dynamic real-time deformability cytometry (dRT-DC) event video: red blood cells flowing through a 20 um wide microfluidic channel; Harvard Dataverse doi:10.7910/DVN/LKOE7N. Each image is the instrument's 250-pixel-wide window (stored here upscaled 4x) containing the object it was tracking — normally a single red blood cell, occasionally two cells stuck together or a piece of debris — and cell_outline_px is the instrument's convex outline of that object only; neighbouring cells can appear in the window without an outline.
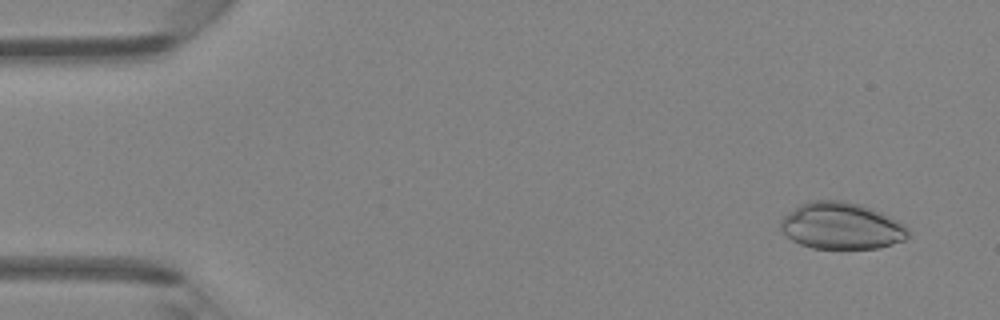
{"species": "Egyptian fruit bat (a non-hibernating species)", "species_latin": "Rousettus aegyptiacus", "temperature_condition": "room temperature", "stored_images_in_passage": 47, "camera_frame_rate_fps": 3000, "um_per_image_px": 0.085, "animal": {"sex": "female"}, "frame": {"image": 1, "passage_image": 3, "time_ms": 0.667, "image_size_px": [1000, 320], "cell_outline_px": [[908, 236], [904, 240], [880, 248], [812, 248], [800, 244], [792, 240], [780, 228], [780, 220], [788, 212], [800, 204], [816, 200], [844, 200], [860, 204], [872, 208], [904, 224], [908, 228]], "centroid_in_image_um": [71.51, 19.19], "position_along_channel_um": 13.5, "area_um2": 34.62}}
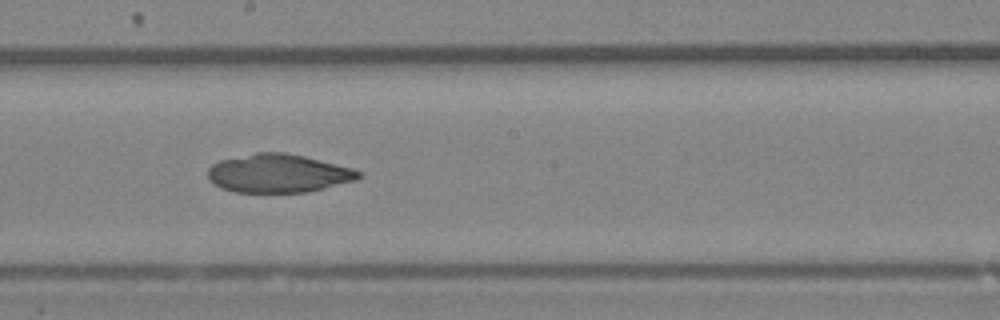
{"frame": {"image": 2, "passage_image": 26, "time_ms": 8.333, "image_size_px": [1000, 320], "cell_outline_px": [[364, 172], [356, 180], [308, 192], [232, 192], [220, 188], [212, 184], [208, 180], [208, 168], [212, 164], [220, 160], [256, 152], [284, 152], [304, 156], [352, 168]], "centroid_in_image_um": [23.62, 14.74], "position_along_channel_um": 224.6, "area_um2": 33.93}}
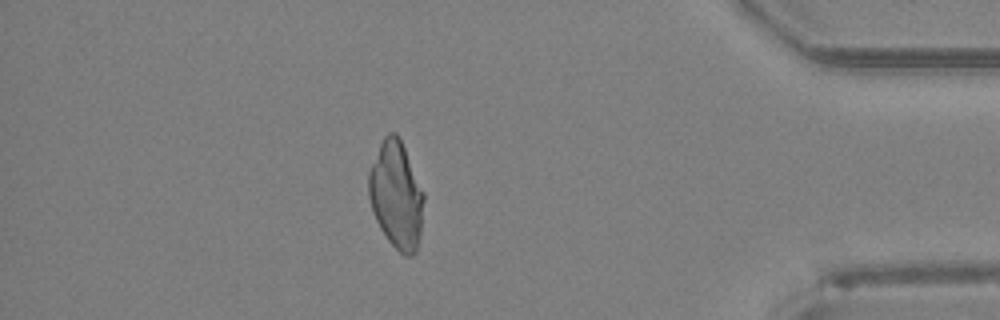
{"frame": {"image": 3, "passage_image": 41, "time_ms": 13.333, "image_size_px": [1000, 320], "cell_outline_px": [[424, 200], [420, 236], [416, 252], [412, 256], [404, 256], [388, 240], [380, 228], [372, 212], [368, 196], [368, 172], [380, 144], [384, 136], [388, 132], [396, 132], [404, 148], [424, 192]], "centroid_in_image_um": [33.67, 16.6], "position_along_channel_um": 401.5, "area_um2": 34.39}}